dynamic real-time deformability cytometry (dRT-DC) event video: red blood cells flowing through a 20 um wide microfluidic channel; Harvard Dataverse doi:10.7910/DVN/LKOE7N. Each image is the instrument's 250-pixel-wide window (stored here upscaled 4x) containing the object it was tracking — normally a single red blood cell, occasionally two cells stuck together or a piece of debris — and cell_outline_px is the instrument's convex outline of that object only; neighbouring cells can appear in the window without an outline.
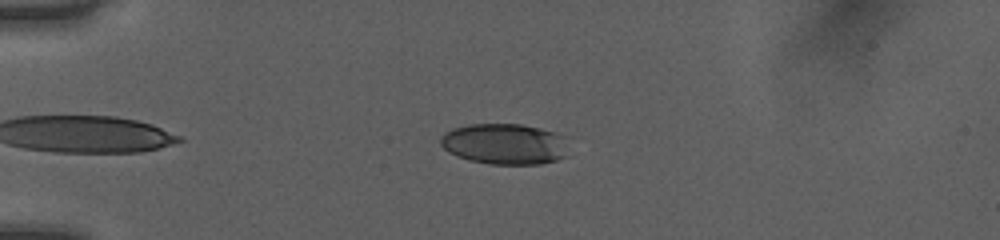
{"species": "human", "species_latin": "Homo sapiens", "temperature_condition": "room temperature", "stored_images_in_passage": 41, "camera_frame_rate_fps": 3000, "um_per_image_px": 0.085, "donor": {"sex": "female"}, "frame": {"image": 1, "passage_image": 3, "time_ms": 0.667, "image_size_px": [1000, 240], "cell_outline_px": [[568, 156], [556, 160], [540, 164], [488, 164], [468, 160], [456, 156], [448, 152], [440, 144], [440, 136], [444, 132], [452, 128], [468, 124], [520, 124], [540, 128], [556, 132], [560, 136]], "centroid_in_image_um": [42.82, 12.24], "position_along_channel_um": 42.2, "area_um2": 30.52}}
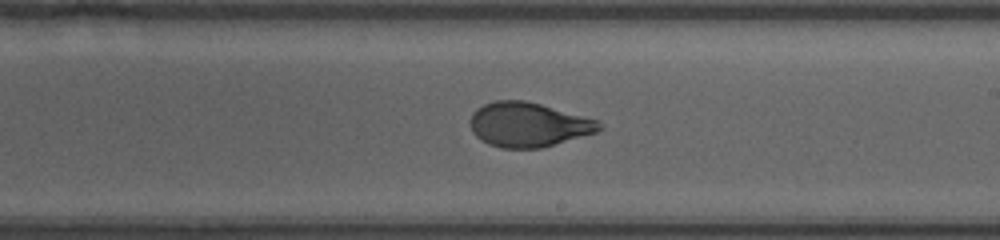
{"frame": {"image": 2, "passage_image": 21, "time_ms": 6.667, "image_size_px": [1000, 240], "cell_outline_px": [[604, 128], [596, 132], [540, 148], [500, 148], [488, 144], [480, 140], [472, 132], [472, 112], [476, 108], [484, 104], [496, 100], [524, 100], [540, 104], [600, 120], [604, 124]], "centroid_in_image_um": [44.93, 10.59], "position_along_channel_um": 244.1, "area_um2": 33.41}}
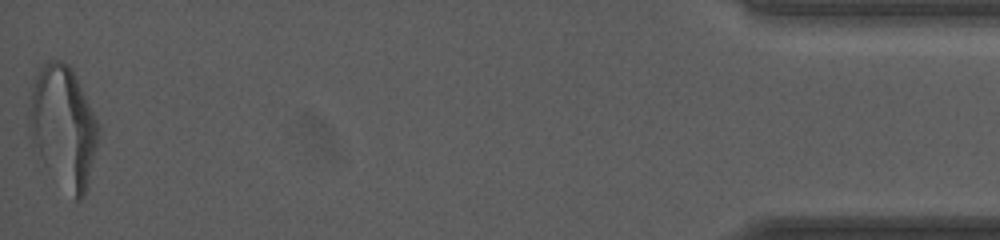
{"frame": {"image": 3, "passage_image": 41, "time_ms": 13.333, "image_size_px": [1000, 240], "cell_outline_px": [[100, 128], [96, 148], [88, 184], [84, 196], [80, 200], [76, 200], [44, 164], [28, 132], [28, 108], [32, 88], [36, 76], [40, 68], [48, 60], [60, 60], [68, 64], [72, 68], [100, 124]], "centroid_in_image_um": [5.39, 10.72], "position_along_channel_um": 429.8, "area_um2": 48.67}, "authors_computed_cell_mechanics": {"area_um2": 33.6974, "velocity_mm_per_s": 4.0473, "shape_relaxation_time_tau1_ms": 3.5683, "shape_relaxation_time_tau2_ms": 0.9001, "deformation_change_tau1": 0.1731, "deformation_change_tau2": 0.0645}}